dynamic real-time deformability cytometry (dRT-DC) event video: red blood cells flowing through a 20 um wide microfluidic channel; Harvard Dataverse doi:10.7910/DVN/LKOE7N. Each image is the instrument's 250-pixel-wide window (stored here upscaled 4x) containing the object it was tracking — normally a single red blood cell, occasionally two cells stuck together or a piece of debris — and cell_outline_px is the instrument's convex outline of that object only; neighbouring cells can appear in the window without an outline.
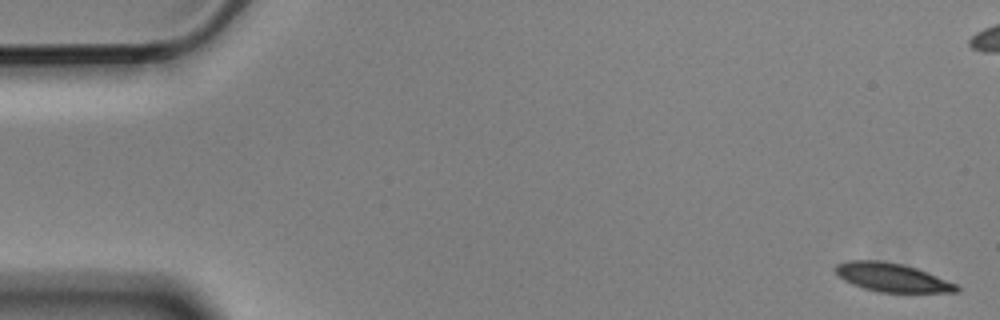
{"species": "Egyptian fruit bat (a non-hibernating species)", "species_latin": "Rousettus aegyptiacus", "temperature_condition": "cold", "stored_images_in_passage": 9, "segment_of_instrument_passage": [1, 2], "camera_frame_rate_fps": 3000, "um_per_image_px": 0.085, "animal": {"sex": "male"}, "frame": {"image": 1, "passage_image": 1, "time_ms": 0.0, "image_size_px": [1000, 320], "cell_outline_px": [[960, 292], [880, 292], [864, 288], [852, 284], [844, 280], [832, 268], [836, 264], [848, 260], [880, 260], [904, 264], [916, 268], [956, 284], [960, 288]], "centroid_in_image_um": [75.79, 23.57], "position_along_channel_um": 9.2, "area_um2": 20.11}}
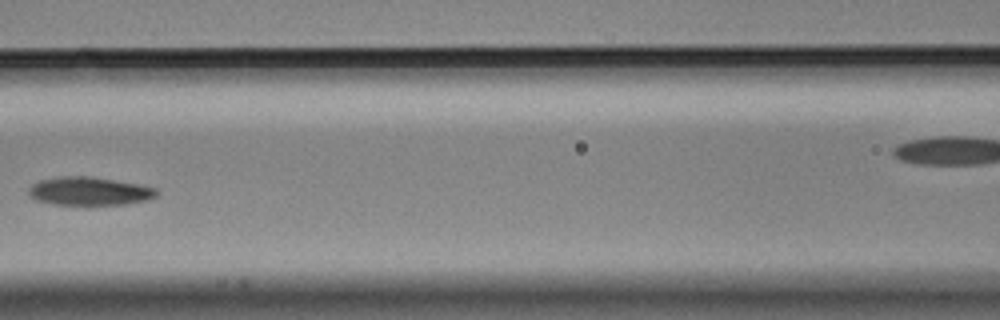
{"frame": {"image": 2, "passage_image": 8, "time_ms": 2.333, "image_size_px": [1000, 320], "cell_outline_px": [[160, 192], [156, 196], [148, 200], [124, 204], [52, 204], [36, 200], [28, 192], [28, 188], [32, 184], [40, 180], [60, 176], [92, 176], [140, 184], [156, 188]], "centroid_in_image_um": [7.62, 16.23], "position_along_channel_um": 159.0, "area_um2": 21.15}}